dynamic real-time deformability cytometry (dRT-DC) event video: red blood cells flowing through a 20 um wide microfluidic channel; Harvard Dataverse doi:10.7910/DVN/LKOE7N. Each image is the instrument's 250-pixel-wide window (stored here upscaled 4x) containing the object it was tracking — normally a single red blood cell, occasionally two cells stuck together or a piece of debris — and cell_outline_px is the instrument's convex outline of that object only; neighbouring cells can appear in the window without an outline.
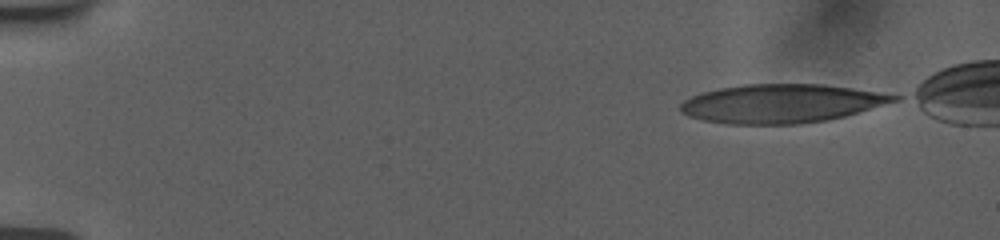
{"species": "human", "species_latin": "Homo sapiens", "temperature_condition": "room temperature", "stored_images_in_passage": 9, "camera_frame_rate_fps": 3000, "um_per_image_px": 0.085, "donor": {"sex": "female"}, "frame": {"image": 1, "passage_image": 1, "time_ms": 0.0, "image_size_px": [1000, 240], "cell_outline_px": [[900, 100], [844, 116], [824, 120], [796, 124], [732, 124], [704, 120], [688, 116], [680, 108], [680, 104], [684, 100], [692, 96], [704, 92], [720, 88], [744, 84], [820, 84], [848, 88], [900, 96]], "centroid_in_image_um": [66.38, 8.8], "position_along_channel_um": 18.6, "area_um2": 47.4}}